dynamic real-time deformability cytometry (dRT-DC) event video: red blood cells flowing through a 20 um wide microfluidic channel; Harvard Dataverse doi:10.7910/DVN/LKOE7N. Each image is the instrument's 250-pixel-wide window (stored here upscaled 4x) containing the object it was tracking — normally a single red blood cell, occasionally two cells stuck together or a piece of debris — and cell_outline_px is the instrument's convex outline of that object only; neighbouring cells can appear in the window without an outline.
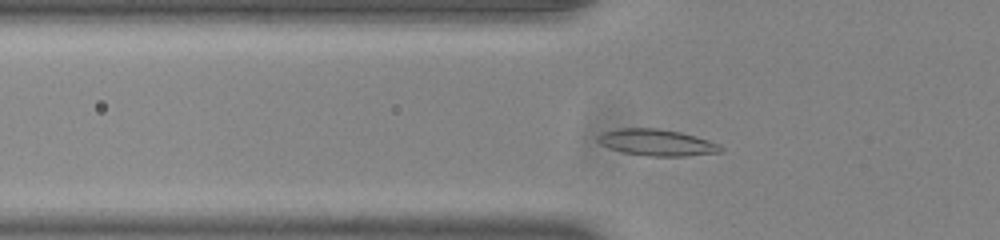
{"species": "common noctule bat (a hibernating species)", "species_latin": "Nyctalus noctula", "temperature_condition": "room temperature", "stored_images_in_passage": 44, "camera_frame_rate_fps": 3000, "um_per_image_px": 0.085, "animal": {"sex": "male", "body_mass_g": 20.0, "forearm_length_mm": 53.3}, "frame": {"image": 1, "passage_image": 9, "time_ms": 2.667, "image_size_px": [1000, 240], "cell_outline_px": [[724, 152], [688, 156], [648, 156], [624, 152], [608, 148], [600, 144], [596, 140], [596, 136], [604, 132], [620, 128], [660, 128], [680, 132], [696, 136], [720, 144], [724, 148]], "centroid_in_image_um": [55.86, 12.12], "position_along_channel_um": 69.9, "area_um2": 19.19}}
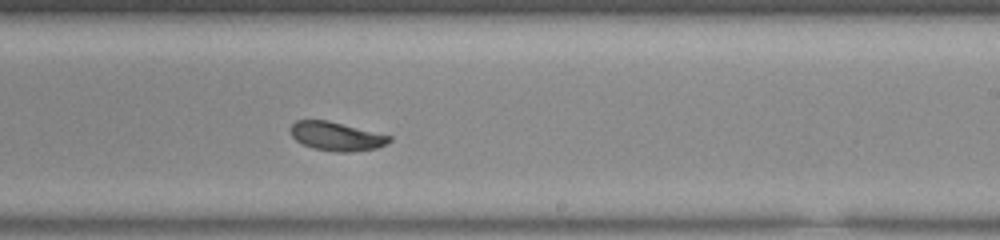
{"frame": {"image": 2, "passage_image": 24, "time_ms": 7.667, "image_size_px": [1000, 240], "cell_outline_px": [[392, 140], [376, 148], [348, 152], [336, 152], [312, 148], [296, 140], [292, 136], [292, 124], [296, 120], [328, 120], [392, 136]], "centroid_in_image_um": [28.6, 11.58], "position_along_channel_um": 260.4, "area_um2": 16.36}}
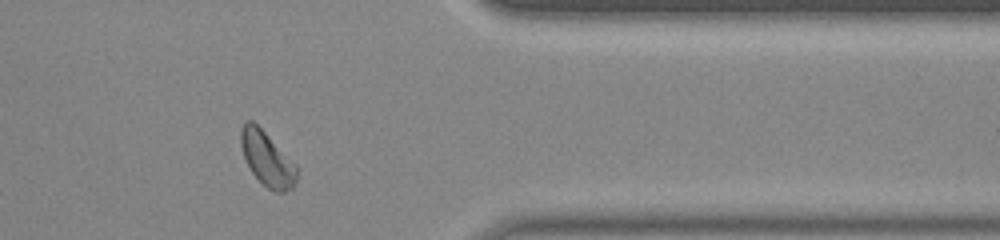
{"frame": {"image": 3, "passage_image": 35, "time_ms": 11.333, "image_size_px": [1000, 240], "cell_outline_px": [[300, 168], [296, 180], [292, 188], [284, 192], [276, 192], [268, 188], [252, 172], [244, 156], [240, 144], [240, 132], [244, 124], [248, 120], [252, 120]], "centroid_in_image_um": [22.73, 13.52], "position_along_channel_um": 388.7, "area_um2": 17.4}, "authors_computed_cell_mechanics": {"area_um2": 17.3111, "velocity_mm_per_s": 3.8296, "shape_relaxation_time_tau1_ms": 2.6218, "shape_relaxation_time_tau2_ms": 2.4267, "deformation_change_tau1": 0.0933, "deformation_change_tau2": 0.0612}}